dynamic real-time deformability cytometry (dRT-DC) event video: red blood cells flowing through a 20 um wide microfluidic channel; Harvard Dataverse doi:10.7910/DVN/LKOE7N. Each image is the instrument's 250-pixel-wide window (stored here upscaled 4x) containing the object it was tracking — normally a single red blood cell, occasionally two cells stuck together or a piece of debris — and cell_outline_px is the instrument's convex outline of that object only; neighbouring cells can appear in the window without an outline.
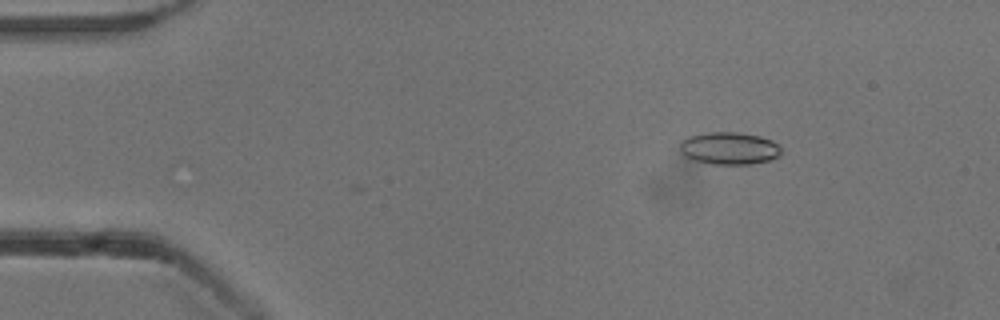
{"species": "common noctule bat (a hibernating species)", "species_latin": "Nyctalus noctula", "temperature_condition": "cold", "stored_images_in_passage": 5, "camera_frame_rate_fps": 3000, "um_per_image_px": 0.085, "animal": {"sex": "male", "body_mass_g": 13.3}, "frame": {"image": 1, "passage_image": 2, "time_ms": 0.333, "image_size_px": [1000, 320], "cell_outline_px": [[780, 156], [768, 160], [752, 164], [712, 164], [696, 160], [684, 156], [680, 152], [680, 140], [688, 136], [708, 132], [740, 132], [760, 136], [772, 140], [780, 148]], "centroid_in_image_um": [61.96, 12.59], "position_along_channel_um": 23.0, "area_um2": 19.19}}